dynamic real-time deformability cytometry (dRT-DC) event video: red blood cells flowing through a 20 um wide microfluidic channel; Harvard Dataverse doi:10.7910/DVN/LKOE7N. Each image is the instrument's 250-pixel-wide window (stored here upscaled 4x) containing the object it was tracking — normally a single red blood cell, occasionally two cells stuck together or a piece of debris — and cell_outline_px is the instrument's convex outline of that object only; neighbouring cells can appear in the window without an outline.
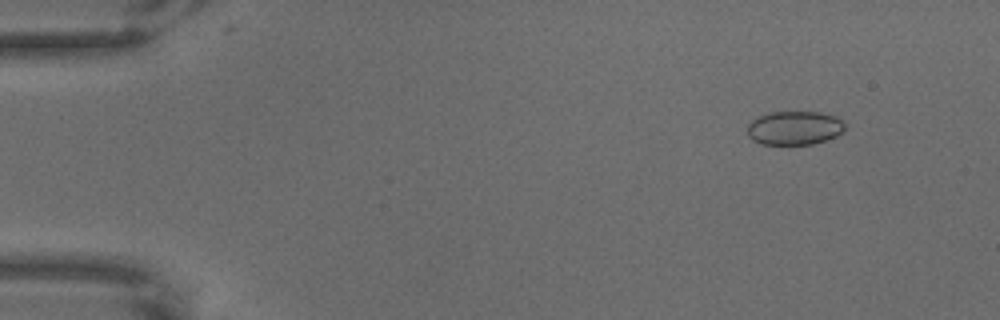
{"species": "common noctule bat (a hibernating species)", "species_latin": "Nyctalus noctula", "temperature_condition": "warm", "stored_images_in_passage": 66, "camera_frame_rate_fps": 3000, "um_per_image_px": 0.085, "animal": {"sex": "male", "body_mass_g": 18.8}, "frame": {"image": 1, "passage_image": 7, "time_ms": 2.0, "image_size_px": [1000, 320], "cell_outline_px": [[844, 132], [836, 136], [812, 144], [760, 144], [752, 140], [748, 136], [748, 124], [752, 120], [760, 116], [772, 112], [820, 112], [836, 116], [844, 124]], "centroid_in_image_um": [67.52, 10.88], "position_along_channel_um": 17.5, "area_um2": 19.13}}
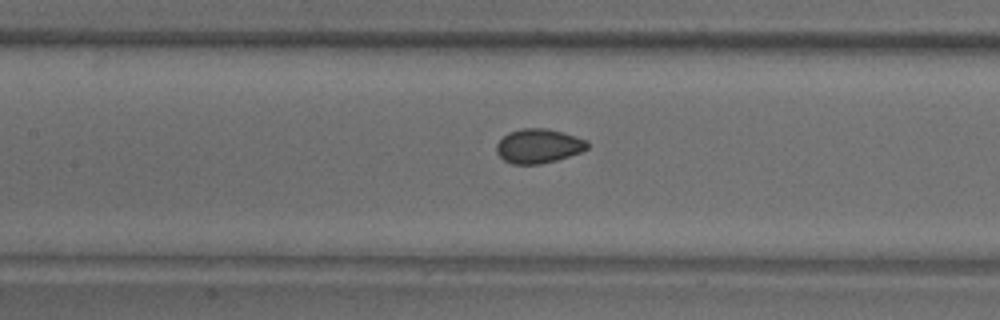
{"frame": {"image": 2, "passage_image": 31, "time_ms": 10.0, "image_size_px": [1000, 320], "cell_outline_px": [[588, 148], [580, 152], [556, 160], [540, 164], [512, 164], [504, 160], [496, 152], [496, 144], [508, 132], [520, 128], [544, 128], [576, 136], [588, 140]], "centroid_in_image_um": [45.76, 12.41], "position_along_channel_um": 161.6, "area_um2": 18.09}}
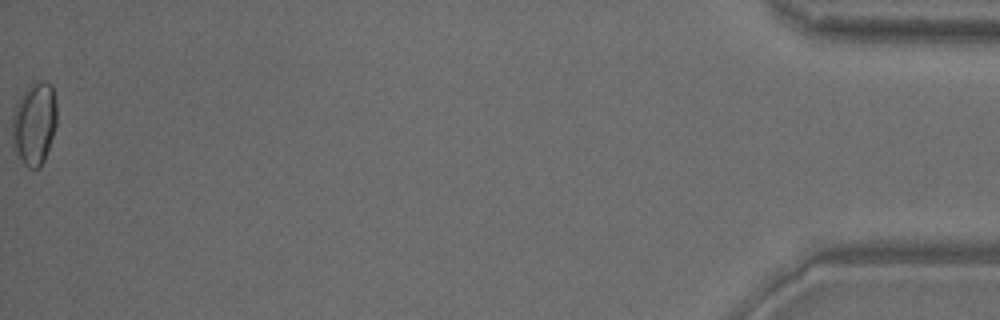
{"frame": {"image": 3, "passage_image": 66, "time_ms": 21.667, "image_size_px": [1000, 320], "cell_outline_px": [[56, 124], [44, 160], [40, 168], [28, 168], [24, 164], [12, 148], [12, 116], [16, 104], [20, 96], [28, 84], [40, 80], [44, 80], [52, 84], [56, 100]], "centroid_in_image_um": [2.9, 10.47], "position_along_channel_um": 432.3, "area_um2": 21.85}}